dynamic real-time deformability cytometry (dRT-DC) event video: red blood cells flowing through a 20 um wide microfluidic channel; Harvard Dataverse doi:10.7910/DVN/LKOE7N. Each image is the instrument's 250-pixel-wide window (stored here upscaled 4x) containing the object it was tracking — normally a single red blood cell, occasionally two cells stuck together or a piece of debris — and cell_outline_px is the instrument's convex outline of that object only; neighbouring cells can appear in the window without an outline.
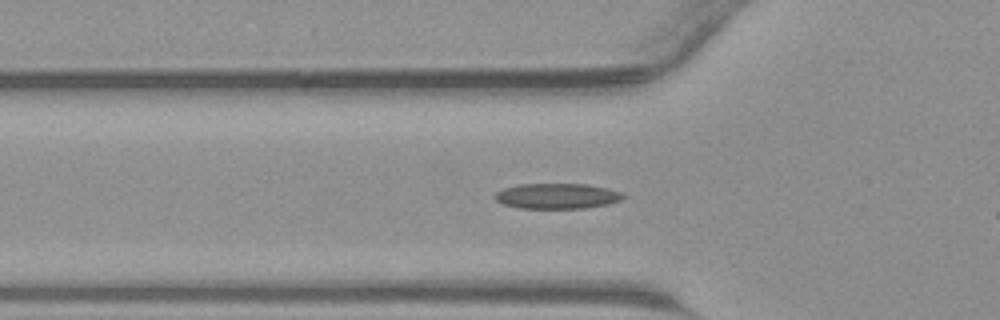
{"species": "common noctule bat (a hibernating species)", "species_latin": "Nyctalus noctula", "temperature_condition": "warm", "stored_images_in_passage": 35, "camera_frame_rate_fps": 3000, "um_per_image_px": 0.085, "animal": {"sex": "male", "body_mass_g": 23.1, "forearm_length_mm": 52.7}, "frame": {"image": 1, "passage_image": 11, "time_ms": 3.333, "image_size_px": [1000, 320], "cell_outline_px": [[624, 196], [620, 200], [608, 204], [584, 208], [516, 208], [500, 204], [492, 196], [496, 192], [504, 188], [520, 184], [588, 184], [608, 188], [620, 192]], "centroid_in_image_um": [47.29, 16.66], "position_along_channel_um": 78.5, "area_um2": 19.07}}
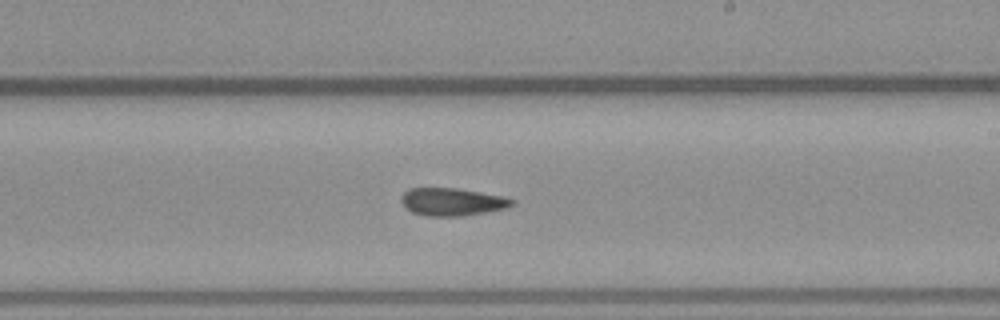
{"frame": {"image": 2, "passage_image": 22, "time_ms": 7.0, "image_size_px": [1000, 320], "cell_outline_px": [[516, 200], [512, 204], [504, 208], [484, 212], [460, 216], [424, 216], [412, 212], [400, 200], [400, 196], [408, 188], [456, 188], [504, 196]], "centroid_in_image_um": [38.4, 17.15], "position_along_channel_um": 250.6, "area_um2": 17.74}}
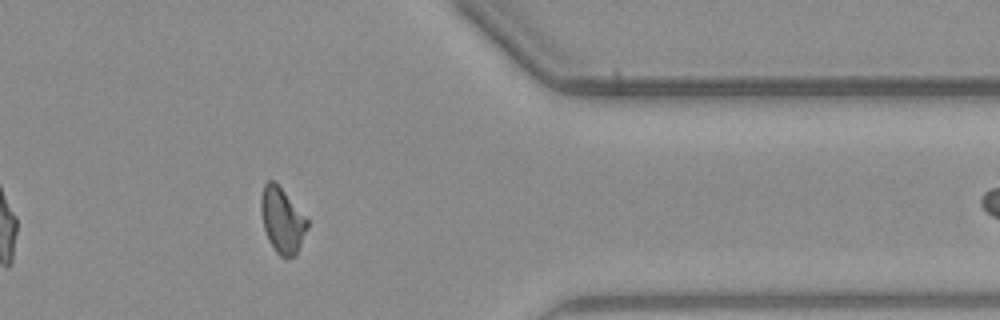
{"frame": {"image": 3, "passage_image": 32, "time_ms": 10.333, "image_size_px": [1000, 320], "cell_outline_px": [[308, 228], [296, 256], [284, 260], [276, 252], [268, 240], [264, 228], [260, 212], [260, 200], [264, 184], [268, 180], [272, 180], [284, 192], [308, 220]], "centroid_in_image_um": [23.98, 18.79], "position_along_channel_um": 387.4, "area_um2": 17.63}}